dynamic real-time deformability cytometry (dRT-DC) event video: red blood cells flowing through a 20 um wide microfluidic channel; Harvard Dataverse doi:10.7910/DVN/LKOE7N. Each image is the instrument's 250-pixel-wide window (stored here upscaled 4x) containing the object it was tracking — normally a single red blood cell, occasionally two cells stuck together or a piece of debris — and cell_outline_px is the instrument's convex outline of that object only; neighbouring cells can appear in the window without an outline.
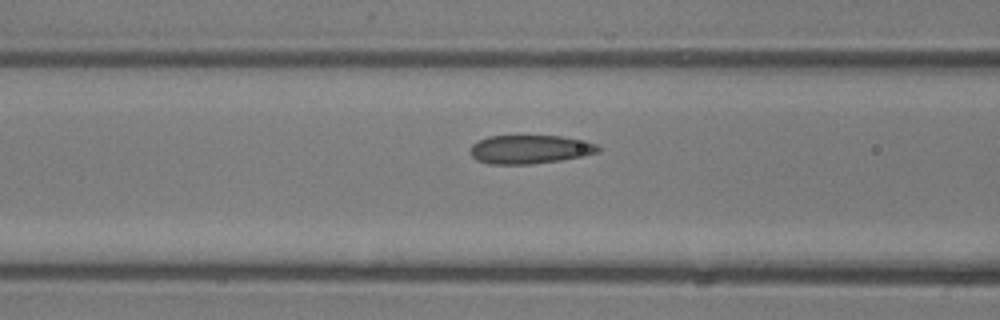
{"species": "common noctule bat (a hibernating species)", "species_latin": "Nyctalus noctula", "temperature_condition": "room temperature", "stored_images_in_passage": 17, "camera_frame_rate_fps": 3000, "um_per_image_px": 0.085, "animal": {"sex": "male", "body_mass_g": 13.3}, "frame": {"image": 1, "passage_image": 8, "time_ms": 2.333, "image_size_px": [1000, 320], "cell_outline_px": [[600, 152], [584, 156], [560, 160], [532, 164], [488, 164], [476, 160], [468, 152], [472, 144], [488, 136], [560, 136], [600, 144]], "centroid_in_image_um": [45.04, 12.7], "position_along_channel_um": 121.6, "area_um2": 21.5}}
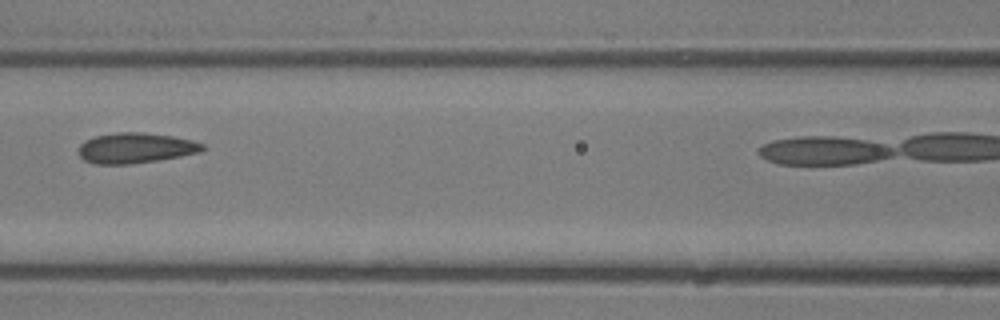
{"frame": {"image": 2, "passage_image": 10, "time_ms": 3.0, "image_size_px": [1000, 320], "cell_outline_px": [[208, 148], [200, 152], [180, 156], [132, 164], [96, 164], [84, 160], [80, 156], [80, 144], [84, 140], [96, 136], [116, 132], [144, 132], [172, 136], [192, 140], [204, 144]], "centroid_in_image_um": [11.55, 12.57], "position_along_channel_um": 155.1, "area_um2": 21.96}}